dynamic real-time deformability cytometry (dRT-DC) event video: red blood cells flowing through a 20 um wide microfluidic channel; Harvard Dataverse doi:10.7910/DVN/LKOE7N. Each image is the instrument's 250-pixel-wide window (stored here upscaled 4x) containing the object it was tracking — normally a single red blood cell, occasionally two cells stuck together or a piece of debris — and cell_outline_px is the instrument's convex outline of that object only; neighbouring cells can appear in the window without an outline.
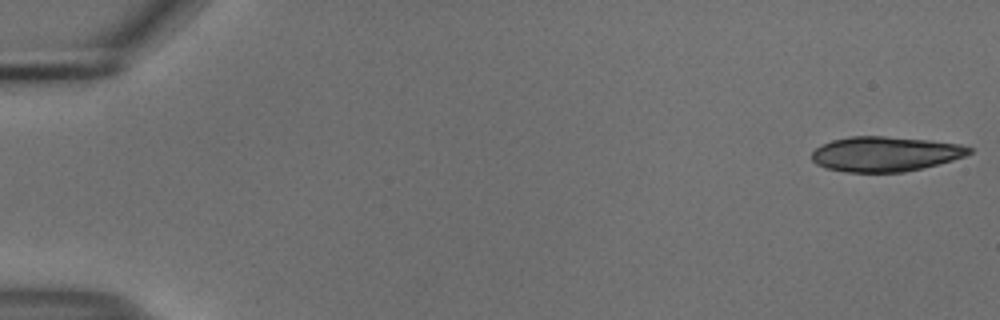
{"species": "common noctule bat (a hibernating species)", "species_latin": "Nyctalus noctula", "temperature_condition": "cold", "stored_images_in_passage": 19, "camera_frame_rate_fps": 3000, "um_per_image_px": 0.085, "animal": {"sex": "male", "body_mass_g": 18.8}, "frame": {"image": 1, "passage_image": 1, "time_ms": 0.0, "image_size_px": [1000, 320], "cell_outline_px": [[972, 152], [964, 156], [952, 160], [904, 172], [848, 172], [824, 168], [816, 164], [812, 160], [812, 152], [816, 148], [832, 140], [848, 136], [884, 136], [928, 140], [960, 144], [972, 148]], "centroid_in_image_um": [75.21, 13.08], "position_along_channel_um": 9.8, "area_um2": 31.85}}